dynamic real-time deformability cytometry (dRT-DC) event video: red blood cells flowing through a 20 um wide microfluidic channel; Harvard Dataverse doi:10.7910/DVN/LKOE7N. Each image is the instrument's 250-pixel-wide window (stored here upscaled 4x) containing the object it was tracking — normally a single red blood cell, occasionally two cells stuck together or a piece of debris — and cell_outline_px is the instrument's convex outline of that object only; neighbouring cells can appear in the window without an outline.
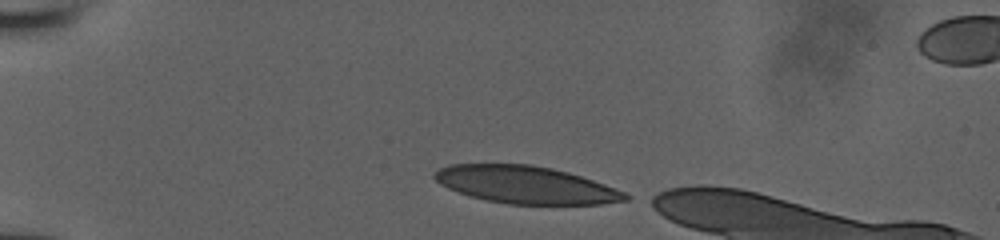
{"species": "human", "species_latin": "Homo sapiens", "temperature_condition": "room temperature", "stored_images_in_passage": 32, "camera_frame_rate_fps": 3000, "um_per_image_px": 0.085, "donor": {"sex": "male"}, "frame": {"image": 1, "passage_image": 1, "time_ms": 0.0, "image_size_px": [1000, 240], "cell_outline_px": [[632, 196], [628, 200], [600, 204], [508, 204], [484, 200], [468, 196], [448, 188], [440, 184], [432, 176], [440, 168], [448, 164], [528, 164], [552, 168], [568, 172], [604, 184], [624, 192]], "centroid_in_image_um": [44.66, 15.71], "position_along_channel_um": 40.3, "area_um2": 41.56}}
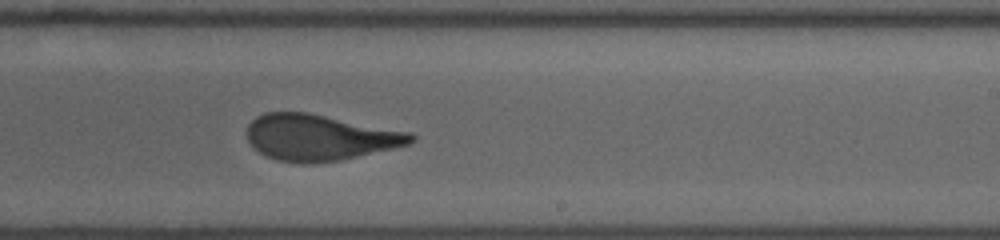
{"frame": {"image": 2, "passage_image": 21, "time_ms": 6.667, "image_size_px": [1000, 240], "cell_outline_px": [[416, 140], [408, 144], [392, 148], [340, 160], [304, 164], [276, 160], [260, 152], [248, 140], [248, 124], [256, 116], [264, 112], [308, 112], [412, 132], [416, 136]], "centroid_in_image_um": [27.19, 11.67], "position_along_channel_um": 261.8, "area_um2": 43.87}}
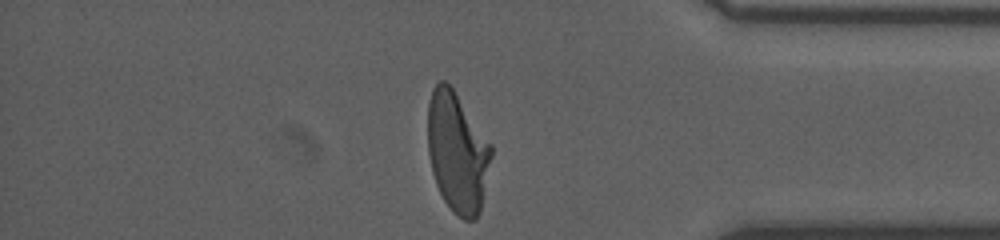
{"frame": {"image": 3, "passage_image": 32, "time_ms": 10.333, "image_size_px": [1000, 240], "cell_outline_px": [[492, 156], [480, 212], [476, 220], [464, 220], [452, 212], [444, 200], [436, 184], [432, 172], [428, 152], [428, 100], [432, 88], [440, 80], [444, 80], [452, 88], [492, 144]], "centroid_in_image_um": [38.87, 12.96], "position_along_channel_um": 396.3, "area_um2": 44.56}}